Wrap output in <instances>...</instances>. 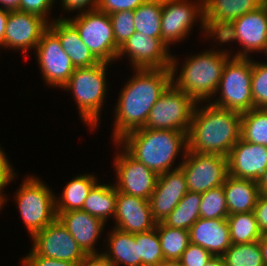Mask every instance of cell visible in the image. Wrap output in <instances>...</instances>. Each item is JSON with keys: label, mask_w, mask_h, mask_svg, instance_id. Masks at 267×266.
<instances>
[{"label": "cell", "mask_w": 267, "mask_h": 266, "mask_svg": "<svg viewBox=\"0 0 267 266\" xmlns=\"http://www.w3.org/2000/svg\"><path fill=\"white\" fill-rule=\"evenodd\" d=\"M187 192L186 178L181 167L160 174L149 198L153 219L163 222Z\"/></svg>", "instance_id": "obj_18"}, {"label": "cell", "mask_w": 267, "mask_h": 266, "mask_svg": "<svg viewBox=\"0 0 267 266\" xmlns=\"http://www.w3.org/2000/svg\"><path fill=\"white\" fill-rule=\"evenodd\" d=\"M116 45L121 47L136 31L134 11L127 10L109 14Z\"/></svg>", "instance_id": "obj_38"}, {"label": "cell", "mask_w": 267, "mask_h": 266, "mask_svg": "<svg viewBox=\"0 0 267 266\" xmlns=\"http://www.w3.org/2000/svg\"><path fill=\"white\" fill-rule=\"evenodd\" d=\"M258 242L261 247L264 265L267 266V233L262 234Z\"/></svg>", "instance_id": "obj_50"}, {"label": "cell", "mask_w": 267, "mask_h": 266, "mask_svg": "<svg viewBox=\"0 0 267 266\" xmlns=\"http://www.w3.org/2000/svg\"><path fill=\"white\" fill-rule=\"evenodd\" d=\"M2 206H3V204H2V202L0 201V210H1Z\"/></svg>", "instance_id": "obj_54"}, {"label": "cell", "mask_w": 267, "mask_h": 266, "mask_svg": "<svg viewBox=\"0 0 267 266\" xmlns=\"http://www.w3.org/2000/svg\"><path fill=\"white\" fill-rule=\"evenodd\" d=\"M198 18L203 30L204 0H162V41L170 48V44L184 40Z\"/></svg>", "instance_id": "obj_11"}, {"label": "cell", "mask_w": 267, "mask_h": 266, "mask_svg": "<svg viewBox=\"0 0 267 266\" xmlns=\"http://www.w3.org/2000/svg\"><path fill=\"white\" fill-rule=\"evenodd\" d=\"M188 132L139 128L126 133L115 145L123 147L133 158L158 175L172 168L177 155L188 150ZM122 145V146H121Z\"/></svg>", "instance_id": "obj_3"}, {"label": "cell", "mask_w": 267, "mask_h": 266, "mask_svg": "<svg viewBox=\"0 0 267 266\" xmlns=\"http://www.w3.org/2000/svg\"><path fill=\"white\" fill-rule=\"evenodd\" d=\"M252 57H232L226 62L216 95L217 100L210 102L214 106L247 112L254 108L252 99Z\"/></svg>", "instance_id": "obj_6"}, {"label": "cell", "mask_w": 267, "mask_h": 266, "mask_svg": "<svg viewBox=\"0 0 267 266\" xmlns=\"http://www.w3.org/2000/svg\"><path fill=\"white\" fill-rule=\"evenodd\" d=\"M189 233L190 243L201 246L213 256H222L232 245L227 219L199 218Z\"/></svg>", "instance_id": "obj_22"}, {"label": "cell", "mask_w": 267, "mask_h": 266, "mask_svg": "<svg viewBox=\"0 0 267 266\" xmlns=\"http://www.w3.org/2000/svg\"><path fill=\"white\" fill-rule=\"evenodd\" d=\"M80 266H115L102 253L88 255Z\"/></svg>", "instance_id": "obj_47"}, {"label": "cell", "mask_w": 267, "mask_h": 266, "mask_svg": "<svg viewBox=\"0 0 267 266\" xmlns=\"http://www.w3.org/2000/svg\"><path fill=\"white\" fill-rule=\"evenodd\" d=\"M205 31V32H204ZM203 34L210 39L216 38L220 43H229L236 40V32L233 21L218 19H203Z\"/></svg>", "instance_id": "obj_39"}, {"label": "cell", "mask_w": 267, "mask_h": 266, "mask_svg": "<svg viewBox=\"0 0 267 266\" xmlns=\"http://www.w3.org/2000/svg\"><path fill=\"white\" fill-rule=\"evenodd\" d=\"M228 216L223 185L201 193L200 218L227 219Z\"/></svg>", "instance_id": "obj_36"}, {"label": "cell", "mask_w": 267, "mask_h": 266, "mask_svg": "<svg viewBox=\"0 0 267 266\" xmlns=\"http://www.w3.org/2000/svg\"><path fill=\"white\" fill-rule=\"evenodd\" d=\"M62 7L65 11L80 10L79 12H89L97 9L99 0H61ZM86 8V10H85ZM88 8V9H87Z\"/></svg>", "instance_id": "obj_46"}, {"label": "cell", "mask_w": 267, "mask_h": 266, "mask_svg": "<svg viewBox=\"0 0 267 266\" xmlns=\"http://www.w3.org/2000/svg\"><path fill=\"white\" fill-rule=\"evenodd\" d=\"M200 203L201 193L188 191L163 223L171 228L189 231L200 218Z\"/></svg>", "instance_id": "obj_29"}, {"label": "cell", "mask_w": 267, "mask_h": 266, "mask_svg": "<svg viewBox=\"0 0 267 266\" xmlns=\"http://www.w3.org/2000/svg\"><path fill=\"white\" fill-rule=\"evenodd\" d=\"M135 240L138 242L141 266H160L166 262L156 227L153 230L135 234Z\"/></svg>", "instance_id": "obj_35"}, {"label": "cell", "mask_w": 267, "mask_h": 266, "mask_svg": "<svg viewBox=\"0 0 267 266\" xmlns=\"http://www.w3.org/2000/svg\"><path fill=\"white\" fill-rule=\"evenodd\" d=\"M262 234L267 233V194H259L257 204L253 210Z\"/></svg>", "instance_id": "obj_45"}, {"label": "cell", "mask_w": 267, "mask_h": 266, "mask_svg": "<svg viewBox=\"0 0 267 266\" xmlns=\"http://www.w3.org/2000/svg\"><path fill=\"white\" fill-rule=\"evenodd\" d=\"M48 27L58 36L64 52L75 68L90 67L100 63L81 40L77 28L67 18L57 17Z\"/></svg>", "instance_id": "obj_23"}, {"label": "cell", "mask_w": 267, "mask_h": 266, "mask_svg": "<svg viewBox=\"0 0 267 266\" xmlns=\"http://www.w3.org/2000/svg\"><path fill=\"white\" fill-rule=\"evenodd\" d=\"M160 266H181L178 261H166L163 262Z\"/></svg>", "instance_id": "obj_53"}, {"label": "cell", "mask_w": 267, "mask_h": 266, "mask_svg": "<svg viewBox=\"0 0 267 266\" xmlns=\"http://www.w3.org/2000/svg\"><path fill=\"white\" fill-rule=\"evenodd\" d=\"M212 257L206 249L190 243L178 262L181 266H204Z\"/></svg>", "instance_id": "obj_40"}, {"label": "cell", "mask_w": 267, "mask_h": 266, "mask_svg": "<svg viewBox=\"0 0 267 266\" xmlns=\"http://www.w3.org/2000/svg\"><path fill=\"white\" fill-rule=\"evenodd\" d=\"M129 57L133 69L170 68L172 54L162 38L135 32L121 47L117 59Z\"/></svg>", "instance_id": "obj_15"}, {"label": "cell", "mask_w": 267, "mask_h": 266, "mask_svg": "<svg viewBox=\"0 0 267 266\" xmlns=\"http://www.w3.org/2000/svg\"><path fill=\"white\" fill-rule=\"evenodd\" d=\"M196 104L171 83L151 108L144 128L188 132Z\"/></svg>", "instance_id": "obj_8"}, {"label": "cell", "mask_w": 267, "mask_h": 266, "mask_svg": "<svg viewBox=\"0 0 267 266\" xmlns=\"http://www.w3.org/2000/svg\"><path fill=\"white\" fill-rule=\"evenodd\" d=\"M55 0H20V11L32 13L44 18L48 23V13Z\"/></svg>", "instance_id": "obj_42"}, {"label": "cell", "mask_w": 267, "mask_h": 266, "mask_svg": "<svg viewBox=\"0 0 267 266\" xmlns=\"http://www.w3.org/2000/svg\"><path fill=\"white\" fill-rule=\"evenodd\" d=\"M236 41L243 48L234 57H250L249 53L264 52L267 56V1L257 9L233 21ZM249 54V55H248Z\"/></svg>", "instance_id": "obj_17"}, {"label": "cell", "mask_w": 267, "mask_h": 266, "mask_svg": "<svg viewBox=\"0 0 267 266\" xmlns=\"http://www.w3.org/2000/svg\"><path fill=\"white\" fill-rule=\"evenodd\" d=\"M182 157L179 164L183 169L188 191L203 193L224 184L228 175L227 157L189 150Z\"/></svg>", "instance_id": "obj_10"}, {"label": "cell", "mask_w": 267, "mask_h": 266, "mask_svg": "<svg viewBox=\"0 0 267 266\" xmlns=\"http://www.w3.org/2000/svg\"><path fill=\"white\" fill-rule=\"evenodd\" d=\"M0 4L7 10H20V0H0Z\"/></svg>", "instance_id": "obj_49"}, {"label": "cell", "mask_w": 267, "mask_h": 266, "mask_svg": "<svg viewBox=\"0 0 267 266\" xmlns=\"http://www.w3.org/2000/svg\"><path fill=\"white\" fill-rule=\"evenodd\" d=\"M31 237L36 255L74 263H82L88 256L58 218Z\"/></svg>", "instance_id": "obj_12"}, {"label": "cell", "mask_w": 267, "mask_h": 266, "mask_svg": "<svg viewBox=\"0 0 267 266\" xmlns=\"http://www.w3.org/2000/svg\"><path fill=\"white\" fill-rule=\"evenodd\" d=\"M22 264L23 266H80L81 263L46 258L36 255L30 249V253L22 259Z\"/></svg>", "instance_id": "obj_44"}, {"label": "cell", "mask_w": 267, "mask_h": 266, "mask_svg": "<svg viewBox=\"0 0 267 266\" xmlns=\"http://www.w3.org/2000/svg\"><path fill=\"white\" fill-rule=\"evenodd\" d=\"M67 19L77 28L81 40L99 62L111 65L116 61L119 47L114 39L109 14L96 9Z\"/></svg>", "instance_id": "obj_9"}, {"label": "cell", "mask_w": 267, "mask_h": 266, "mask_svg": "<svg viewBox=\"0 0 267 266\" xmlns=\"http://www.w3.org/2000/svg\"><path fill=\"white\" fill-rule=\"evenodd\" d=\"M133 70L136 73L120 91L115 107L114 142L130 131L145 127L151 108L172 81L170 68Z\"/></svg>", "instance_id": "obj_1"}, {"label": "cell", "mask_w": 267, "mask_h": 266, "mask_svg": "<svg viewBox=\"0 0 267 266\" xmlns=\"http://www.w3.org/2000/svg\"><path fill=\"white\" fill-rule=\"evenodd\" d=\"M146 0H99L97 10L112 14L121 11H134Z\"/></svg>", "instance_id": "obj_41"}, {"label": "cell", "mask_w": 267, "mask_h": 266, "mask_svg": "<svg viewBox=\"0 0 267 266\" xmlns=\"http://www.w3.org/2000/svg\"><path fill=\"white\" fill-rule=\"evenodd\" d=\"M162 0H146L134 10L135 31L161 38Z\"/></svg>", "instance_id": "obj_31"}, {"label": "cell", "mask_w": 267, "mask_h": 266, "mask_svg": "<svg viewBox=\"0 0 267 266\" xmlns=\"http://www.w3.org/2000/svg\"><path fill=\"white\" fill-rule=\"evenodd\" d=\"M252 99L254 108L267 109V63L252 59Z\"/></svg>", "instance_id": "obj_37"}, {"label": "cell", "mask_w": 267, "mask_h": 266, "mask_svg": "<svg viewBox=\"0 0 267 266\" xmlns=\"http://www.w3.org/2000/svg\"><path fill=\"white\" fill-rule=\"evenodd\" d=\"M223 189L229 215L252 212L260 194L256 181L230 176L225 178Z\"/></svg>", "instance_id": "obj_24"}, {"label": "cell", "mask_w": 267, "mask_h": 266, "mask_svg": "<svg viewBox=\"0 0 267 266\" xmlns=\"http://www.w3.org/2000/svg\"><path fill=\"white\" fill-rule=\"evenodd\" d=\"M267 0H204V18L234 21Z\"/></svg>", "instance_id": "obj_28"}, {"label": "cell", "mask_w": 267, "mask_h": 266, "mask_svg": "<svg viewBox=\"0 0 267 266\" xmlns=\"http://www.w3.org/2000/svg\"><path fill=\"white\" fill-rule=\"evenodd\" d=\"M114 219L113 228L132 234L153 230L157 223L152 217L149 200L122 192L117 193Z\"/></svg>", "instance_id": "obj_19"}, {"label": "cell", "mask_w": 267, "mask_h": 266, "mask_svg": "<svg viewBox=\"0 0 267 266\" xmlns=\"http://www.w3.org/2000/svg\"><path fill=\"white\" fill-rule=\"evenodd\" d=\"M109 63L90 67H77L68 82L62 87L71 91L78 113L91 130L99 125L102 105L107 93L106 69Z\"/></svg>", "instance_id": "obj_5"}, {"label": "cell", "mask_w": 267, "mask_h": 266, "mask_svg": "<svg viewBox=\"0 0 267 266\" xmlns=\"http://www.w3.org/2000/svg\"><path fill=\"white\" fill-rule=\"evenodd\" d=\"M197 102L187 134L188 150L228 156L241 134V113Z\"/></svg>", "instance_id": "obj_2"}, {"label": "cell", "mask_w": 267, "mask_h": 266, "mask_svg": "<svg viewBox=\"0 0 267 266\" xmlns=\"http://www.w3.org/2000/svg\"><path fill=\"white\" fill-rule=\"evenodd\" d=\"M107 238V252L101 253L115 266H141L135 234L113 228Z\"/></svg>", "instance_id": "obj_25"}, {"label": "cell", "mask_w": 267, "mask_h": 266, "mask_svg": "<svg viewBox=\"0 0 267 266\" xmlns=\"http://www.w3.org/2000/svg\"><path fill=\"white\" fill-rule=\"evenodd\" d=\"M156 228L165 261H178L190 244L189 231L168 227L163 222H157Z\"/></svg>", "instance_id": "obj_30"}, {"label": "cell", "mask_w": 267, "mask_h": 266, "mask_svg": "<svg viewBox=\"0 0 267 266\" xmlns=\"http://www.w3.org/2000/svg\"><path fill=\"white\" fill-rule=\"evenodd\" d=\"M35 50L44 82L62 88L75 67L64 52L58 36L49 27L42 33Z\"/></svg>", "instance_id": "obj_13"}, {"label": "cell", "mask_w": 267, "mask_h": 266, "mask_svg": "<svg viewBox=\"0 0 267 266\" xmlns=\"http://www.w3.org/2000/svg\"><path fill=\"white\" fill-rule=\"evenodd\" d=\"M204 266H224L221 256H213Z\"/></svg>", "instance_id": "obj_52"}, {"label": "cell", "mask_w": 267, "mask_h": 266, "mask_svg": "<svg viewBox=\"0 0 267 266\" xmlns=\"http://www.w3.org/2000/svg\"><path fill=\"white\" fill-rule=\"evenodd\" d=\"M259 191L261 194H267V168L262 173L260 179L257 181Z\"/></svg>", "instance_id": "obj_51"}, {"label": "cell", "mask_w": 267, "mask_h": 266, "mask_svg": "<svg viewBox=\"0 0 267 266\" xmlns=\"http://www.w3.org/2000/svg\"><path fill=\"white\" fill-rule=\"evenodd\" d=\"M11 163L8 161L4 150L0 147V201L2 204L6 203L4 188L8 185L14 178H16V173H14Z\"/></svg>", "instance_id": "obj_43"}, {"label": "cell", "mask_w": 267, "mask_h": 266, "mask_svg": "<svg viewBox=\"0 0 267 266\" xmlns=\"http://www.w3.org/2000/svg\"><path fill=\"white\" fill-rule=\"evenodd\" d=\"M9 11L0 7V47H2Z\"/></svg>", "instance_id": "obj_48"}, {"label": "cell", "mask_w": 267, "mask_h": 266, "mask_svg": "<svg viewBox=\"0 0 267 266\" xmlns=\"http://www.w3.org/2000/svg\"><path fill=\"white\" fill-rule=\"evenodd\" d=\"M228 50H206L187 58L182 64V69L176 78L178 60L175 56L171 59V83L190 95L196 102L211 100L216 96V91L222 77L226 62L231 58ZM177 60V61H176ZM176 79V81H175Z\"/></svg>", "instance_id": "obj_4"}, {"label": "cell", "mask_w": 267, "mask_h": 266, "mask_svg": "<svg viewBox=\"0 0 267 266\" xmlns=\"http://www.w3.org/2000/svg\"><path fill=\"white\" fill-rule=\"evenodd\" d=\"M227 221L232 244L251 243L262 236L253 211L229 215Z\"/></svg>", "instance_id": "obj_33"}, {"label": "cell", "mask_w": 267, "mask_h": 266, "mask_svg": "<svg viewBox=\"0 0 267 266\" xmlns=\"http://www.w3.org/2000/svg\"><path fill=\"white\" fill-rule=\"evenodd\" d=\"M221 258L224 266H265L258 241L232 244Z\"/></svg>", "instance_id": "obj_34"}, {"label": "cell", "mask_w": 267, "mask_h": 266, "mask_svg": "<svg viewBox=\"0 0 267 266\" xmlns=\"http://www.w3.org/2000/svg\"><path fill=\"white\" fill-rule=\"evenodd\" d=\"M98 182L94 175L81 174L64 187L60 199L55 198L56 213L82 209L92 187Z\"/></svg>", "instance_id": "obj_27"}, {"label": "cell", "mask_w": 267, "mask_h": 266, "mask_svg": "<svg viewBox=\"0 0 267 266\" xmlns=\"http://www.w3.org/2000/svg\"><path fill=\"white\" fill-rule=\"evenodd\" d=\"M240 138L245 142L267 146V109L253 108L241 113Z\"/></svg>", "instance_id": "obj_32"}, {"label": "cell", "mask_w": 267, "mask_h": 266, "mask_svg": "<svg viewBox=\"0 0 267 266\" xmlns=\"http://www.w3.org/2000/svg\"><path fill=\"white\" fill-rule=\"evenodd\" d=\"M227 167L230 176L257 182L267 168V146L240 138L227 156Z\"/></svg>", "instance_id": "obj_20"}, {"label": "cell", "mask_w": 267, "mask_h": 266, "mask_svg": "<svg viewBox=\"0 0 267 266\" xmlns=\"http://www.w3.org/2000/svg\"><path fill=\"white\" fill-rule=\"evenodd\" d=\"M117 151L114 160L118 192L149 200L158 180V174L133 158L124 148Z\"/></svg>", "instance_id": "obj_14"}, {"label": "cell", "mask_w": 267, "mask_h": 266, "mask_svg": "<svg viewBox=\"0 0 267 266\" xmlns=\"http://www.w3.org/2000/svg\"><path fill=\"white\" fill-rule=\"evenodd\" d=\"M117 193L114 185L97 182L90 190L81 210L101 219L106 224L109 217L114 219Z\"/></svg>", "instance_id": "obj_26"}, {"label": "cell", "mask_w": 267, "mask_h": 266, "mask_svg": "<svg viewBox=\"0 0 267 266\" xmlns=\"http://www.w3.org/2000/svg\"><path fill=\"white\" fill-rule=\"evenodd\" d=\"M57 218L66 227L87 255L101 254L95 245L105 223L81 209L56 213Z\"/></svg>", "instance_id": "obj_21"}, {"label": "cell", "mask_w": 267, "mask_h": 266, "mask_svg": "<svg viewBox=\"0 0 267 266\" xmlns=\"http://www.w3.org/2000/svg\"><path fill=\"white\" fill-rule=\"evenodd\" d=\"M40 178L29 176L14 195L22 221L29 235L51 224L56 218L54 192Z\"/></svg>", "instance_id": "obj_7"}, {"label": "cell", "mask_w": 267, "mask_h": 266, "mask_svg": "<svg viewBox=\"0 0 267 266\" xmlns=\"http://www.w3.org/2000/svg\"><path fill=\"white\" fill-rule=\"evenodd\" d=\"M48 25L49 23L38 15L20 10H10L2 47L18 49L26 54L36 48Z\"/></svg>", "instance_id": "obj_16"}]
</instances>
